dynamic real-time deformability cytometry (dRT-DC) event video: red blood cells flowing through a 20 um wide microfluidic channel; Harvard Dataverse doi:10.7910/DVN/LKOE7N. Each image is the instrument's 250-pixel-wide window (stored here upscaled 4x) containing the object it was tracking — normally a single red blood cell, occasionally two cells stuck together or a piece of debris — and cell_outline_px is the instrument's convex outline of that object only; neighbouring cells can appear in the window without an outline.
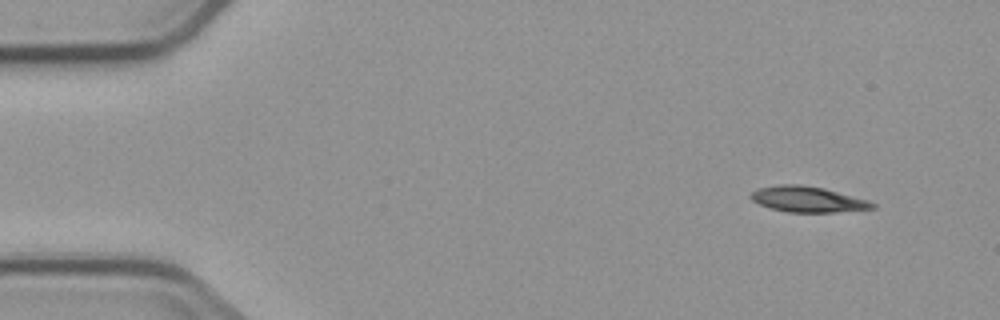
{"species": "common noctule bat (a hibernating species)", "species_latin": "Nyctalus noctula", "temperature_condition": "cold", "stored_images_in_passage": 4, "camera_frame_rate_fps": 3000, "um_per_image_px": 0.085, "animal": {"sex": "male", "body_mass_g": 23.1, "forearm_length_mm": 52.7}, "frame": {"image": 1, "passage_image": 1, "time_ms": 0.0, "image_size_px": [1000, 320], "cell_outline_px": [[876, 208], [836, 212], [788, 212], [772, 208], [760, 204], [752, 200], [748, 196], [752, 192], [760, 188], [780, 184], [800, 184], [824, 188], [868, 200], [876, 204]], "centroid_in_image_um": [68.67, 16.94], "position_along_channel_um": 16.3, "area_um2": 18.09}}
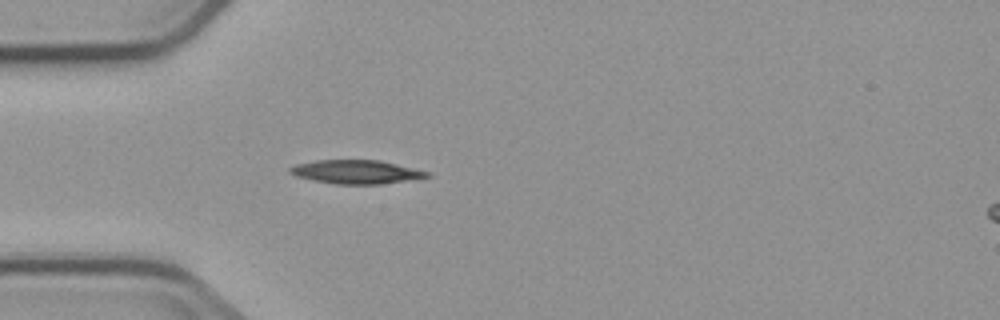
{"frame": {"image": 2, "passage_image": 4, "time_ms": 3.667, "image_size_px": [1000, 320], "cell_outline_px": [[432, 176], [420, 180], [380, 184], [336, 184], [296, 176], [288, 172], [288, 168], [296, 164], [316, 160], [380, 160], [432, 172]], "centroid_in_image_um": [30.39, 14.61], "position_along_channel_um": 54.6, "area_um2": 19.25}}